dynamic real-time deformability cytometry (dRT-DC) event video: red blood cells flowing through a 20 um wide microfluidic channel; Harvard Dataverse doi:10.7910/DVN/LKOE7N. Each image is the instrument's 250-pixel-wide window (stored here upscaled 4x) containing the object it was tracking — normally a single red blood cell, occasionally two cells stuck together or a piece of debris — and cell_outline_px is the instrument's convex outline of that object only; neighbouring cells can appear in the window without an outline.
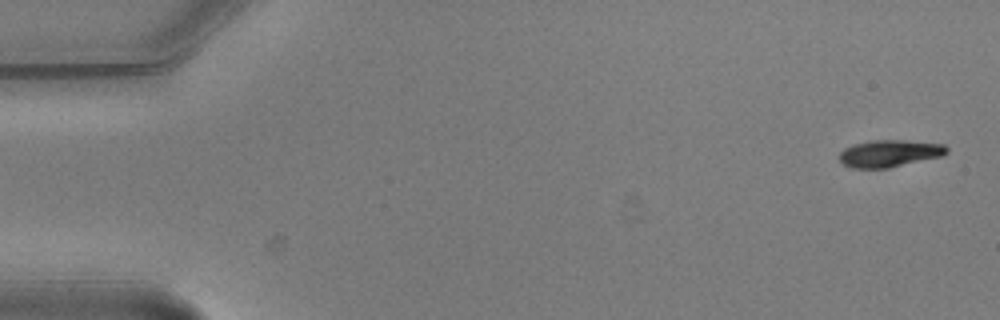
{"species": "common noctule bat (a hibernating species)", "species_latin": "Nyctalus noctula", "temperature_condition": "warm", "stored_images_in_passage": 6, "segment_of_instrument_passage": [1, 2], "camera_frame_rate_fps": 3000, "um_per_image_px": 0.085, "animal": {"sex": "male", "body_mass_g": 20.5, "forearm_length_mm": 52.5}, "frame": {"image": 1, "passage_image": 1, "time_ms": 0.0, "image_size_px": [1000, 320], "cell_outline_px": [[948, 152], [940, 156], [888, 168], [852, 168], [844, 164], [840, 160], [840, 152], [844, 148], [852, 144], [872, 140], [904, 140], [944, 144], [948, 148]], "centroid_in_image_um": [75.59, 13.03], "position_along_channel_um": 9.4, "area_um2": 16.82}}
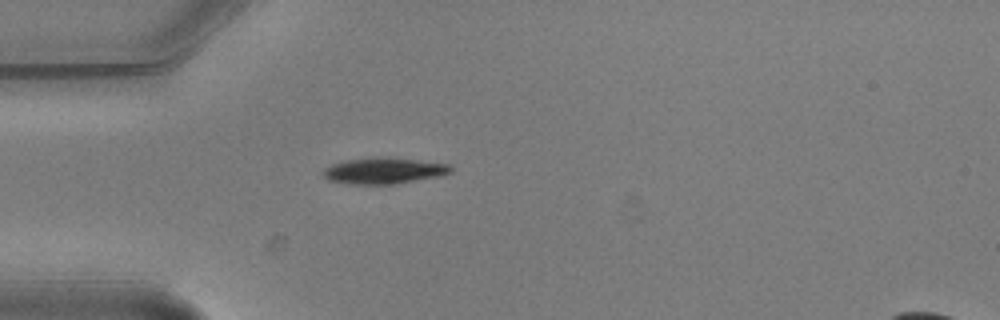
{"frame": {"image": 2, "passage_image": 5, "time_ms": 1.333, "image_size_px": [1000, 320], "cell_outline_px": [[452, 172], [444, 176], [396, 184], [348, 184], [328, 180], [320, 172], [324, 168], [332, 164], [348, 160], [416, 160], [448, 164], [452, 168]], "centroid_in_image_um": [32.65, 14.58], "position_along_channel_um": 52.4, "area_um2": 18.67}}